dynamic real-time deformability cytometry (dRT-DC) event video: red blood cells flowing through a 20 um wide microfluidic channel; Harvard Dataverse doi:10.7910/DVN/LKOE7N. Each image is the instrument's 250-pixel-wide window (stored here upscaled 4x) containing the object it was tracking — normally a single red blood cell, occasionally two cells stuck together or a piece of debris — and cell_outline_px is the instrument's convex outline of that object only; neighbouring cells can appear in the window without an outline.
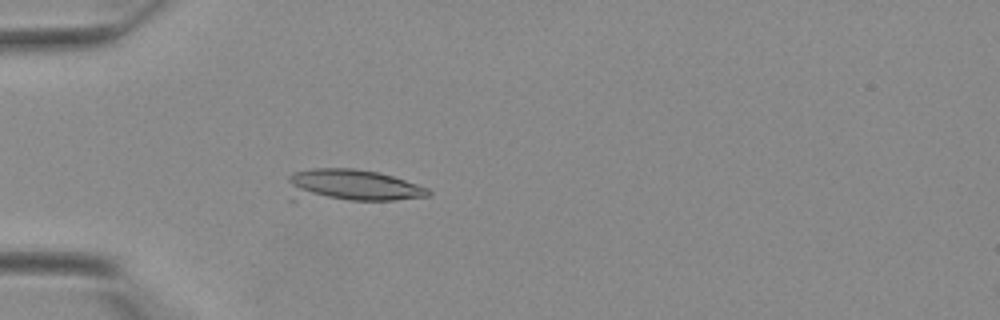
{"species": "Egyptian fruit bat (a non-hibernating species)", "species_latin": "Rousettus aegyptiacus", "temperature_condition": "warm", "stored_images_in_passage": 35, "camera_frame_rate_fps": 3000, "um_per_image_px": 0.085, "animal": {"sex": "female"}, "frame": {"image": 1, "passage_image": 6, "time_ms": 1.667, "image_size_px": [1000, 320], "cell_outline_px": [[408, 196], [340, 196], [324, 192], [328, 172], [368, 172], [400, 180], [408, 184]], "centroid_in_image_um": [30.95, 15.72], "position_along_channel_um": 54.0, "area_um2": 12.54}}
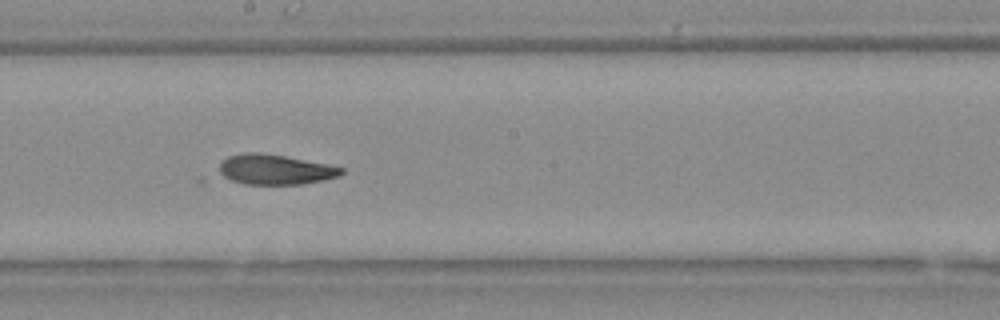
{"frame": {"image": 2, "passage_image": 17, "time_ms": 5.333, "image_size_px": [1000, 320], "cell_outline_px": [[340, 172], [328, 176], [308, 180], [244, 180], [232, 176], [224, 168], [224, 164], [228, 160], [240, 156], [272, 156], [340, 168]], "centroid_in_image_um": [23.47, 14.36], "position_along_channel_um": 224.7, "area_um2": 15.37}}
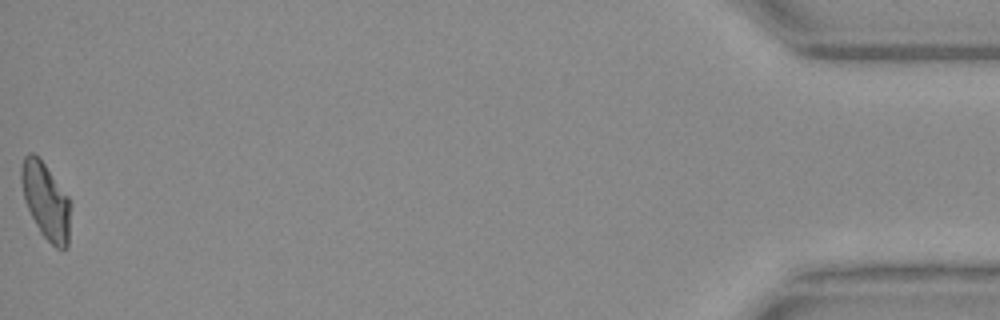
{"frame": {"image": 3, "passage_image": 35, "time_ms": 11.333, "image_size_px": [1000, 320], "cell_outline_px": [[68, 208], [64, 240], [24, 188], [24, 172], [36, 156], [40, 160], [68, 200]], "centroid_in_image_um": [3.98, 16.57], "position_along_channel_um": 431.2, "area_um2": 13.12}}